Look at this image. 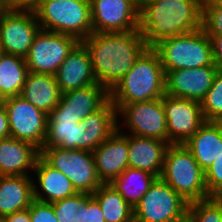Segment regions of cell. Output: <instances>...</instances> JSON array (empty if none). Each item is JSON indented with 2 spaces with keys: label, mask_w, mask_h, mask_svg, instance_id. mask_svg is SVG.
Returning <instances> with one entry per match:
<instances>
[{
  "label": "cell",
  "mask_w": 222,
  "mask_h": 222,
  "mask_svg": "<svg viewBox=\"0 0 222 222\" xmlns=\"http://www.w3.org/2000/svg\"><path fill=\"white\" fill-rule=\"evenodd\" d=\"M82 42L90 53L96 81L109 92L149 47L139 30L92 32Z\"/></svg>",
  "instance_id": "cell-1"
},
{
  "label": "cell",
  "mask_w": 222,
  "mask_h": 222,
  "mask_svg": "<svg viewBox=\"0 0 222 222\" xmlns=\"http://www.w3.org/2000/svg\"><path fill=\"white\" fill-rule=\"evenodd\" d=\"M202 27V6L197 0H141L139 31L152 47L161 39L180 36Z\"/></svg>",
  "instance_id": "cell-2"
},
{
  "label": "cell",
  "mask_w": 222,
  "mask_h": 222,
  "mask_svg": "<svg viewBox=\"0 0 222 222\" xmlns=\"http://www.w3.org/2000/svg\"><path fill=\"white\" fill-rule=\"evenodd\" d=\"M109 94L112 104L162 98L165 95V72L157 52L148 47Z\"/></svg>",
  "instance_id": "cell-3"
},
{
  "label": "cell",
  "mask_w": 222,
  "mask_h": 222,
  "mask_svg": "<svg viewBox=\"0 0 222 222\" xmlns=\"http://www.w3.org/2000/svg\"><path fill=\"white\" fill-rule=\"evenodd\" d=\"M160 178L188 203L211 198L204 171L184 144L169 145Z\"/></svg>",
  "instance_id": "cell-4"
},
{
  "label": "cell",
  "mask_w": 222,
  "mask_h": 222,
  "mask_svg": "<svg viewBox=\"0 0 222 222\" xmlns=\"http://www.w3.org/2000/svg\"><path fill=\"white\" fill-rule=\"evenodd\" d=\"M152 48L157 52L164 72L215 65L211 41L202 28L161 39Z\"/></svg>",
  "instance_id": "cell-5"
},
{
  "label": "cell",
  "mask_w": 222,
  "mask_h": 222,
  "mask_svg": "<svg viewBox=\"0 0 222 222\" xmlns=\"http://www.w3.org/2000/svg\"><path fill=\"white\" fill-rule=\"evenodd\" d=\"M34 12L42 30L71 35L79 41L93 32L90 0H44Z\"/></svg>",
  "instance_id": "cell-6"
},
{
  "label": "cell",
  "mask_w": 222,
  "mask_h": 222,
  "mask_svg": "<svg viewBox=\"0 0 222 222\" xmlns=\"http://www.w3.org/2000/svg\"><path fill=\"white\" fill-rule=\"evenodd\" d=\"M113 105L117 110V129L120 132L167 142V119L162 98Z\"/></svg>",
  "instance_id": "cell-7"
},
{
  "label": "cell",
  "mask_w": 222,
  "mask_h": 222,
  "mask_svg": "<svg viewBox=\"0 0 222 222\" xmlns=\"http://www.w3.org/2000/svg\"><path fill=\"white\" fill-rule=\"evenodd\" d=\"M40 156L66 175L78 193L93 194L102 184L92 152L61 147H43Z\"/></svg>",
  "instance_id": "cell-8"
},
{
  "label": "cell",
  "mask_w": 222,
  "mask_h": 222,
  "mask_svg": "<svg viewBox=\"0 0 222 222\" xmlns=\"http://www.w3.org/2000/svg\"><path fill=\"white\" fill-rule=\"evenodd\" d=\"M188 202L156 178L134 207V222H187Z\"/></svg>",
  "instance_id": "cell-9"
},
{
  "label": "cell",
  "mask_w": 222,
  "mask_h": 222,
  "mask_svg": "<svg viewBox=\"0 0 222 222\" xmlns=\"http://www.w3.org/2000/svg\"><path fill=\"white\" fill-rule=\"evenodd\" d=\"M79 42L74 36L40 29L25 57L28 71L54 75Z\"/></svg>",
  "instance_id": "cell-10"
},
{
  "label": "cell",
  "mask_w": 222,
  "mask_h": 222,
  "mask_svg": "<svg viewBox=\"0 0 222 222\" xmlns=\"http://www.w3.org/2000/svg\"><path fill=\"white\" fill-rule=\"evenodd\" d=\"M7 112L10 137L33 144L39 150L47 134V114L21 96L1 101Z\"/></svg>",
  "instance_id": "cell-11"
},
{
  "label": "cell",
  "mask_w": 222,
  "mask_h": 222,
  "mask_svg": "<svg viewBox=\"0 0 222 222\" xmlns=\"http://www.w3.org/2000/svg\"><path fill=\"white\" fill-rule=\"evenodd\" d=\"M40 29L34 11L7 7L0 16V46L6 54L25 58Z\"/></svg>",
  "instance_id": "cell-12"
},
{
  "label": "cell",
  "mask_w": 222,
  "mask_h": 222,
  "mask_svg": "<svg viewBox=\"0 0 222 222\" xmlns=\"http://www.w3.org/2000/svg\"><path fill=\"white\" fill-rule=\"evenodd\" d=\"M162 103L167 119V142L185 144L206 122L199 101L164 95Z\"/></svg>",
  "instance_id": "cell-13"
},
{
  "label": "cell",
  "mask_w": 222,
  "mask_h": 222,
  "mask_svg": "<svg viewBox=\"0 0 222 222\" xmlns=\"http://www.w3.org/2000/svg\"><path fill=\"white\" fill-rule=\"evenodd\" d=\"M93 32L139 30L138 0H90Z\"/></svg>",
  "instance_id": "cell-14"
},
{
  "label": "cell",
  "mask_w": 222,
  "mask_h": 222,
  "mask_svg": "<svg viewBox=\"0 0 222 222\" xmlns=\"http://www.w3.org/2000/svg\"><path fill=\"white\" fill-rule=\"evenodd\" d=\"M218 68L215 65L165 72V94L201 102L211 88Z\"/></svg>",
  "instance_id": "cell-15"
},
{
  "label": "cell",
  "mask_w": 222,
  "mask_h": 222,
  "mask_svg": "<svg viewBox=\"0 0 222 222\" xmlns=\"http://www.w3.org/2000/svg\"><path fill=\"white\" fill-rule=\"evenodd\" d=\"M110 100L109 91L98 82L91 86L61 94L60 101L47 117L77 118V123L100 110Z\"/></svg>",
  "instance_id": "cell-16"
},
{
  "label": "cell",
  "mask_w": 222,
  "mask_h": 222,
  "mask_svg": "<svg viewBox=\"0 0 222 222\" xmlns=\"http://www.w3.org/2000/svg\"><path fill=\"white\" fill-rule=\"evenodd\" d=\"M61 93L96 84L90 53L80 41L54 74Z\"/></svg>",
  "instance_id": "cell-17"
},
{
  "label": "cell",
  "mask_w": 222,
  "mask_h": 222,
  "mask_svg": "<svg viewBox=\"0 0 222 222\" xmlns=\"http://www.w3.org/2000/svg\"><path fill=\"white\" fill-rule=\"evenodd\" d=\"M97 175L102 184L111 183L128 164V134L118 129L93 152Z\"/></svg>",
  "instance_id": "cell-18"
},
{
  "label": "cell",
  "mask_w": 222,
  "mask_h": 222,
  "mask_svg": "<svg viewBox=\"0 0 222 222\" xmlns=\"http://www.w3.org/2000/svg\"><path fill=\"white\" fill-rule=\"evenodd\" d=\"M117 130V110L109 100L100 110L88 114L77 128L76 150L93 152Z\"/></svg>",
  "instance_id": "cell-19"
},
{
  "label": "cell",
  "mask_w": 222,
  "mask_h": 222,
  "mask_svg": "<svg viewBox=\"0 0 222 222\" xmlns=\"http://www.w3.org/2000/svg\"><path fill=\"white\" fill-rule=\"evenodd\" d=\"M32 180L34 199L37 201L53 203L78 193L70 179L41 156L36 161Z\"/></svg>",
  "instance_id": "cell-20"
},
{
  "label": "cell",
  "mask_w": 222,
  "mask_h": 222,
  "mask_svg": "<svg viewBox=\"0 0 222 222\" xmlns=\"http://www.w3.org/2000/svg\"><path fill=\"white\" fill-rule=\"evenodd\" d=\"M39 156L40 150L31 143L0 139V176L32 175Z\"/></svg>",
  "instance_id": "cell-21"
},
{
  "label": "cell",
  "mask_w": 222,
  "mask_h": 222,
  "mask_svg": "<svg viewBox=\"0 0 222 222\" xmlns=\"http://www.w3.org/2000/svg\"><path fill=\"white\" fill-rule=\"evenodd\" d=\"M169 145L164 140L128 134L129 167L146 171L160 178Z\"/></svg>",
  "instance_id": "cell-22"
},
{
  "label": "cell",
  "mask_w": 222,
  "mask_h": 222,
  "mask_svg": "<svg viewBox=\"0 0 222 222\" xmlns=\"http://www.w3.org/2000/svg\"><path fill=\"white\" fill-rule=\"evenodd\" d=\"M61 94L54 75L28 72L20 96L49 115L58 105Z\"/></svg>",
  "instance_id": "cell-23"
},
{
  "label": "cell",
  "mask_w": 222,
  "mask_h": 222,
  "mask_svg": "<svg viewBox=\"0 0 222 222\" xmlns=\"http://www.w3.org/2000/svg\"><path fill=\"white\" fill-rule=\"evenodd\" d=\"M33 200L32 175L0 176V220L29 208Z\"/></svg>",
  "instance_id": "cell-24"
},
{
  "label": "cell",
  "mask_w": 222,
  "mask_h": 222,
  "mask_svg": "<svg viewBox=\"0 0 222 222\" xmlns=\"http://www.w3.org/2000/svg\"><path fill=\"white\" fill-rule=\"evenodd\" d=\"M184 145L205 172L222 154V128L217 122L206 121Z\"/></svg>",
  "instance_id": "cell-25"
},
{
  "label": "cell",
  "mask_w": 222,
  "mask_h": 222,
  "mask_svg": "<svg viewBox=\"0 0 222 222\" xmlns=\"http://www.w3.org/2000/svg\"><path fill=\"white\" fill-rule=\"evenodd\" d=\"M28 72L24 57L3 56L0 61V101L21 95Z\"/></svg>",
  "instance_id": "cell-26"
},
{
  "label": "cell",
  "mask_w": 222,
  "mask_h": 222,
  "mask_svg": "<svg viewBox=\"0 0 222 222\" xmlns=\"http://www.w3.org/2000/svg\"><path fill=\"white\" fill-rule=\"evenodd\" d=\"M99 203L105 222H134V209L111 184H101L92 194Z\"/></svg>",
  "instance_id": "cell-27"
},
{
  "label": "cell",
  "mask_w": 222,
  "mask_h": 222,
  "mask_svg": "<svg viewBox=\"0 0 222 222\" xmlns=\"http://www.w3.org/2000/svg\"><path fill=\"white\" fill-rule=\"evenodd\" d=\"M155 179L153 174L128 167L111 184L134 209Z\"/></svg>",
  "instance_id": "cell-28"
},
{
  "label": "cell",
  "mask_w": 222,
  "mask_h": 222,
  "mask_svg": "<svg viewBox=\"0 0 222 222\" xmlns=\"http://www.w3.org/2000/svg\"><path fill=\"white\" fill-rule=\"evenodd\" d=\"M77 118L47 117V134L43 147L76 150Z\"/></svg>",
  "instance_id": "cell-29"
},
{
  "label": "cell",
  "mask_w": 222,
  "mask_h": 222,
  "mask_svg": "<svg viewBox=\"0 0 222 222\" xmlns=\"http://www.w3.org/2000/svg\"><path fill=\"white\" fill-rule=\"evenodd\" d=\"M202 114L207 122L222 119V71H217L211 88L200 102Z\"/></svg>",
  "instance_id": "cell-30"
},
{
  "label": "cell",
  "mask_w": 222,
  "mask_h": 222,
  "mask_svg": "<svg viewBox=\"0 0 222 222\" xmlns=\"http://www.w3.org/2000/svg\"><path fill=\"white\" fill-rule=\"evenodd\" d=\"M187 222H222V205L215 197L188 203Z\"/></svg>",
  "instance_id": "cell-31"
},
{
  "label": "cell",
  "mask_w": 222,
  "mask_h": 222,
  "mask_svg": "<svg viewBox=\"0 0 222 222\" xmlns=\"http://www.w3.org/2000/svg\"><path fill=\"white\" fill-rule=\"evenodd\" d=\"M89 195L88 193H77L74 196L53 202L58 222H81L78 207Z\"/></svg>",
  "instance_id": "cell-32"
},
{
  "label": "cell",
  "mask_w": 222,
  "mask_h": 222,
  "mask_svg": "<svg viewBox=\"0 0 222 222\" xmlns=\"http://www.w3.org/2000/svg\"><path fill=\"white\" fill-rule=\"evenodd\" d=\"M207 35H222V8L212 3L202 7V27Z\"/></svg>",
  "instance_id": "cell-33"
},
{
  "label": "cell",
  "mask_w": 222,
  "mask_h": 222,
  "mask_svg": "<svg viewBox=\"0 0 222 222\" xmlns=\"http://www.w3.org/2000/svg\"><path fill=\"white\" fill-rule=\"evenodd\" d=\"M204 176L209 196L215 197L222 191V154L204 172Z\"/></svg>",
  "instance_id": "cell-34"
},
{
  "label": "cell",
  "mask_w": 222,
  "mask_h": 222,
  "mask_svg": "<svg viewBox=\"0 0 222 222\" xmlns=\"http://www.w3.org/2000/svg\"><path fill=\"white\" fill-rule=\"evenodd\" d=\"M78 211L81 222H105L101 207L92 194L81 203Z\"/></svg>",
  "instance_id": "cell-35"
},
{
  "label": "cell",
  "mask_w": 222,
  "mask_h": 222,
  "mask_svg": "<svg viewBox=\"0 0 222 222\" xmlns=\"http://www.w3.org/2000/svg\"><path fill=\"white\" fill-rule=\"evenodd\" d=\"M31 222H58L53 204L33 200L29 207Z\"/></svg>",
  "instance_id": "cell-36"
},
{
  "label": "cell",
  "mask_w": 222,
  "mask_h": 222,
  "mask_svg": "<svg viewBox=\"0 0 222 222\" xmlns=\"http://www.w3.org/2000/svg\"><path fill=\"white\" fill-rule=\"evenodd\" d=\"M211 41L213 61L218 71H222V35H208Z\"/></svg>",
  "instance_id": "cell-37"
},
{
  "label": "cell",
  "mask_w": 222,
  "mask_h": 222,
  "mask_svg": "<svg viewBox=\"0 0 222 222\" xmlns=\"http://www.w3.org/2000/svg\"><path fill=\"white\" fill-rule=\"evenodd\" d=\"M44 0H10L7 7L17 10L35 11Z\"/></svg>",
  "instance_id": "cell-38"
},
{
  "label": "cell",
  "mask_w": 222,
  "mask_h": 222,
  "mask_svg": "<svg viewBox=\"0 0 222 222\" xmlns=\"http://www.w3.org/2000/svg\"><path fill=\"white\" fill-rule=\"evenodd\" d=\"M9 121L6 112V108L2 102H0V139L9 138Z\"/></svg>",
  "instance_id": "cell-39"
},
{
  "label": "cell",
  "mask_w": 222,
  "mask_h": 222,
  "mask_svg": "<svg viewBox=\"0 0 222 222\" xmlns=\"http://www.w3.org/2000/svg\"><path fill=\"white\" fill-rule=\"evenodd\" d=\"M2 222H31L29 215V208L14 212L1 219Z\"/></svg>",
  "instance_id": "cell-40"
},
{
  "label": "cell",
  "mask_w": 222,
  "mask_h": 222,
  "mask_svg": "<svg viewBox=\"0 0 222 222\" xmlns=\"http://www.w3.org/2000/svg\"><path fill=\"white\" fill-rule=\"evenodd\" d=\"M6 8H7L6 2L4 0H0V16Z\"/></svg>",
  "instance_id": "cell-41"
},
{
  "label": "cell",
  "mask_w": 222,
  "mask_h": 222,
  "mask_svg": "<svg viewBox=\"0 0 222 222\" xmlns=\"http://www.w3.org/2000/svg\"><path fill=\"white\" fill-rule=\"evenodd\" d=\"M197 1L203 7L206 4L212 3L214 0H197Z\"/></svg>",
  "instance_id": "cell-42"
},
{
  "label": "cell",
  "mask_w": 222,
  "mask_h": 222,
  "mask_svg": "<svg viewBox=\"0 0 222 222\" xmlns=\"http://www.w3.org/2000/svg\"><path fill=\"white\" fill-rule=\"evenodd\" d=\"M212 4H213L214 6H218V7H221V8H222V0H214V1L212 2Z\"/></svg>",
  "instance_id": "cell-43"
},
{
  "label": "cell",
  "mask_w": 222,
  "mask_h": 222,
  "mask_svg": "<svg viewBox=\"0 0 222 222\" xmlns=\"http://www.w3.org/2000/svg\"><path fill=\"white\" fill-rule=\"evenodd\" d=\"M216 200L222 205V191L215 196Z\"/></svg>",
  "instance_id": "cell-44"
},
{
  "label": "cell",
  "mask_w": 222,
  "mask_h": 222,
  "mask_svg": "<svg viewBox=\"0 0 222 222\" xmlns=\"http://www.w3.org/2000/svg\"><path fill=\"white\" fill-rule=\"evenodd\" d=\"M5 54H6L5 50L0 46V61L2 60V58Z\"/></svg>",
  "instance_id": "cell-45"
},
{
  "label": "cell",
  "mask_w": 222,
  "mask_h": 222,
  "mask_svg": "<svg viewBox=\"0 0 222 222\" xmlns=\"http://www.w3.org/2000/svg\"><path fill=\"white\" fill-rule=\"evenodd\" d=\"M222 128V119L217 122Z\"/></svg>",
  "instance_id": "cell-46"
}]
</instances>
